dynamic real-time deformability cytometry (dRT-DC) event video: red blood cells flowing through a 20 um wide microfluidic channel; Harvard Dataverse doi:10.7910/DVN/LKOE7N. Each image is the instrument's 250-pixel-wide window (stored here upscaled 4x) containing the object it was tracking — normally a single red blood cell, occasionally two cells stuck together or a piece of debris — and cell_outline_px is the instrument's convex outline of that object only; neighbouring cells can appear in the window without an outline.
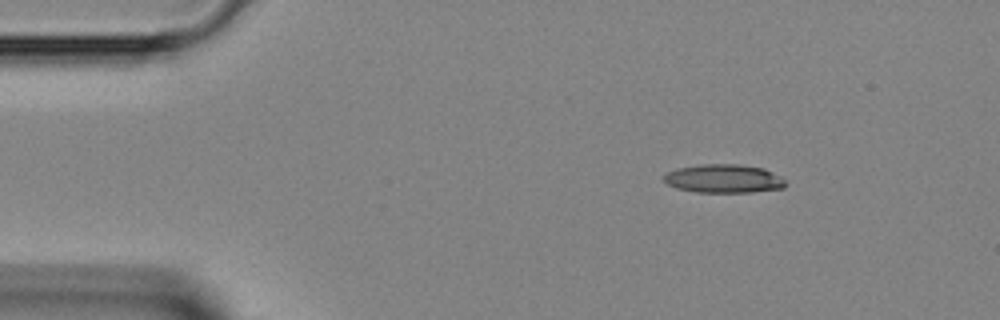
{"species": "Egyptian fruit bat (a non-hibernating species)", "species_latin": "Rousettus aegyptiacus", "temperature_condition": "room temperature", "stored_images_in_passage": 10, "camera_frame_rate_fps": 3000, "um_per_image_px": 0.085, "animal": {"sex": "female"}, "frame": {"image": 1, "passage_image": 1, "time_ms": 0.0, "image_size_px": [1000, 320], "cell_outline_px": [[788, 184], [784, 188], [752, 192], [696, 192], [676, 188], [668, 184], [664, 180], [664, 176], [668, 172], [676, 168], [700, 164], [736, 164], [764, 168], [780, 176]], "centroid_in_image_um": [61.53, 15.18], "position_along_channel_um": 23.5, "area_um2": 20.29}}
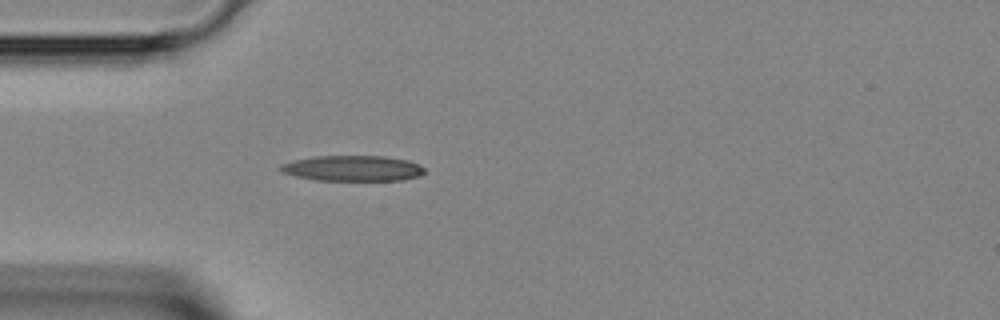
{"frame": {"image": 2, "passage_image": 7, "time_ms": 2.0, "image_size_px": [1000, 320], "cell_outline_px": [[424, 172], [420, 176], [404, 180], [316, 180], [296, 176], [280, 172], [276, 168], [280, 164], [292, 160], [316, 156], [384, 156], [408, 160], [420, 164], [424, 168]], "centroid_in_image_um": [29.95, 14.3], "position_along_channel_um": 55.1, "area_um2": 21.68}}